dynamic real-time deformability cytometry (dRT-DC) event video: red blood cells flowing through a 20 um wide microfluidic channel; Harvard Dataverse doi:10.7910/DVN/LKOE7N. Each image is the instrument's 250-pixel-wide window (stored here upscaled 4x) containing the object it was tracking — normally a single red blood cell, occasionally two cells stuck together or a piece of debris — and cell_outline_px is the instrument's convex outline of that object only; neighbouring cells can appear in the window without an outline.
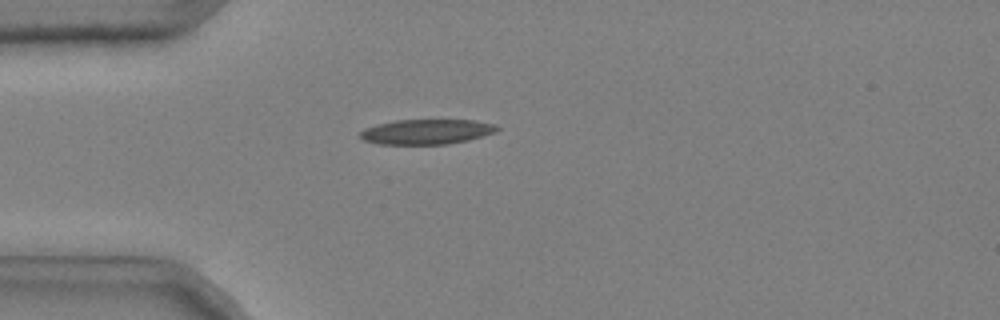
{"species": "common noctule bat (a hibernating species)", "species_latin": "Nyctalus noctula", "temperature_condition": "cold", "stored_images_in_passage": 16, "camera_frame_rate_fps": 3000, "um_per_image_px": 0.085, "animal": {"sex": "male", "body_mass_g": 20.4}, "frame": {"image": 1, "passage_image": 7, "time_ms": 2.0, "image_size_px": [1000, 320], "cell_outline_px": [[500, 128], [496, 132], [468, 140], [448, 144], [380, 144], [364, 140], [360, 136], [360, 132], [364, 128], [396, 120], [476, 120], [496, 124]], "centroid_in_image_um": [36.31, 11.19], "position_along_channel_um": 48.7, "area_um2": 19.88}}
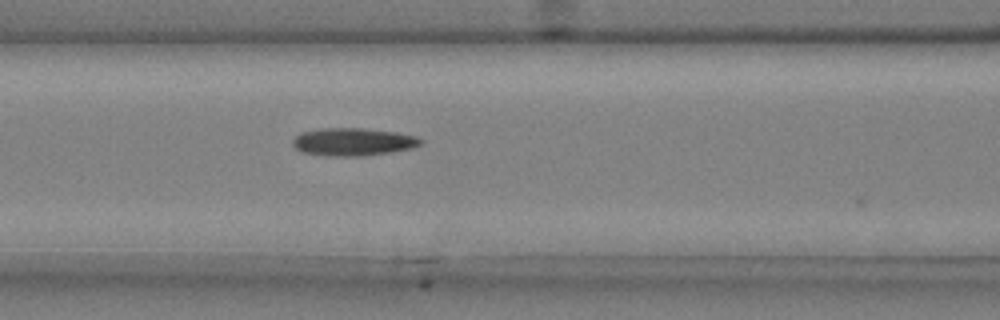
{"frame": {"image": 2, "passage_image": 15, "time_ms": 4.667, "image_size_px": [1000, 320], "cell_outline_px": [[424, 140], [420, 144], [412, 148], [392, 152], [360, 156], [324, 156], [300, 152], [292, 144], [292, 140], [300, 132], [320, 128], [360, 128], [396, 132], [416, 136]], "centroid_in_image_um": [29.98, 12.06], "position_along_channel_um": 136.6, "area_um2": 20.87}}